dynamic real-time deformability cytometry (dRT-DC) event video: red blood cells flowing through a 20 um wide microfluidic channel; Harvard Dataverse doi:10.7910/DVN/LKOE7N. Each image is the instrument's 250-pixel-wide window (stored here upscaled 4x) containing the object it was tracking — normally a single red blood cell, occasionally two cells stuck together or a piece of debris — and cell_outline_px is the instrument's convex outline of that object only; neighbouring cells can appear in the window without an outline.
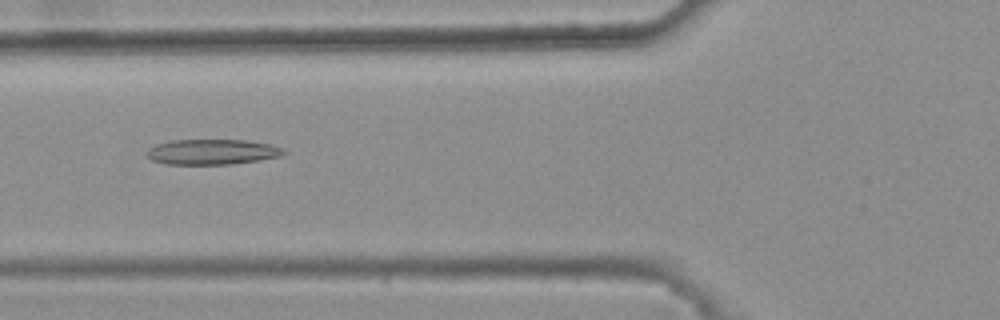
{"species": "common noctule bat (a hibernating species)", "species_latin": "Nyctalus noctula", "temperature_condition": "warm", "stored_images_in_passage": 37, "camera_frame_rate_fps": 3000, "um_per_image_px": 0.085, "animal": {"sex": "female", "body_mass_g": 25.1}, "frame": {"image": 1, "passage_image": 8, "time_ms": 2.333, "image_size_px": [1000, 320], "cell_outline_px": [[288, 152], [280, 156], [260, 160], [232, 164], [168, 164], [152, 160], [144, 152], [148, 148], [156, 144], [172, 140], [248, 140], [272, 144], [284, 148]], "centroid_in_image_um": [18.07, 12.9], "position_along_channel_um": 107.7, "area_um2": 20.4}}
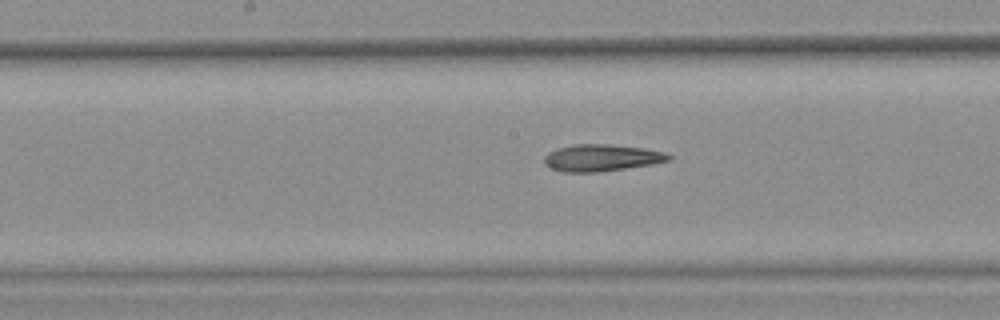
{"frame": {"image": 2, "passage_image": 15, "time_ms": 4.667, "image_size_px": [1000, 320], "cell_outline_px": [[672, 160], [652, 164], [600, 172], [560, 172], [544, 164], [544, 156], [548, 152], [556, 148], [572, 144], [604, 144], [644, 148], [664, 152], [672, 156]], "centroid_in_image_um": [51.11, 13.41], "position_along_channel_um": 197.1, "area_um2": 19.59}}
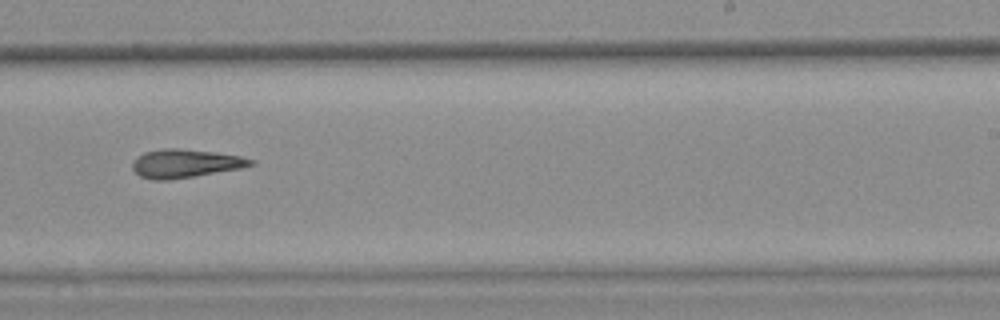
{"frame": {"image": 3, "passage_image": 21, "time_ms": 6.667, "image_size_px": [1000, 320], "cell_outline_px": [[256, 164], [240, 168], [168, 180], [152, 180], [140, 176], [132, 168], [132, 160], [136, 156], [144, 152], [164, 148], [176, 148], [216, 152], [240, 156], [256, 160]], "centroid_in_image_um": [15.72, 13.88], "position_along_channel_um": 273.3, "area_um2": 19.59}, "authors_computed_cell_mechanics": {"area_um2": 19.1318, "velocity_mm_per_s": 3.8219, "shape_relaxation_time_tau1_ms": null, "shape_relaxation_time_tau2_ms": 9.8593, "deformation_change_tau1": null, "deformation_change_tau2": 0.2624}}